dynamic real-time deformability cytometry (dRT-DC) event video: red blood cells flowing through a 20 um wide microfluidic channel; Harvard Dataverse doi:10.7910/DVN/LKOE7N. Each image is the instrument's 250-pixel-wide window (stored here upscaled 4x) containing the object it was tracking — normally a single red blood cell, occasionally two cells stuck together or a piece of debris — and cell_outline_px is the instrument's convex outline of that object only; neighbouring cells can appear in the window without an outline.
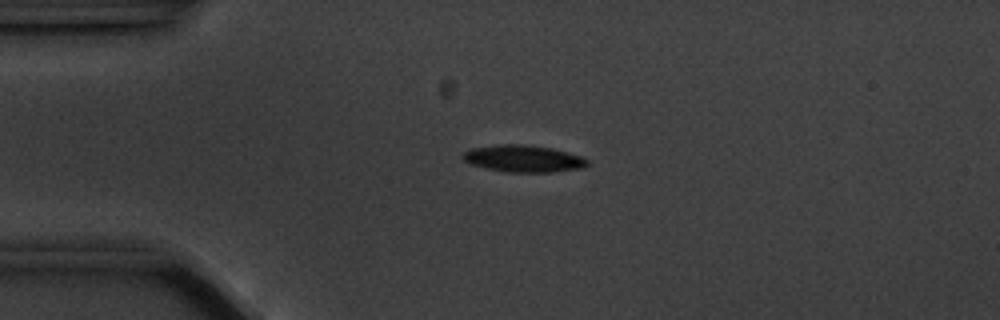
{"species": "common noctule bat (a hibernating species)", "species_latin": "Nyctalus noctula", "temperature_condition": "cold", "stored_images_in_passage": 52, "camera_frame_rate_fps": 3000, "um_per_image_px": 0.085, "animal": {"sex": "male", "body_mass_g": 20.1, "forearm_length_mm": 53.5}, "frame": {"image": 1, "passage_image": 9, "time_ms": 2.667, "image_size_px": [1000, 320], "cell_outline_px": [[588, 164], [584, 168], [548, 172], [508, 172], [488, 168], [472, 164], [464, 160], [460, 156], [464, 152], [472, 148], [500, 144], [524, 144], [552, 148], [568, 152], [580, 156], [588, 160]], "centroid_in_image_um": [44.5, 13.47], "position_along_channel_um": 40.5, "area_um2": 19.42}}
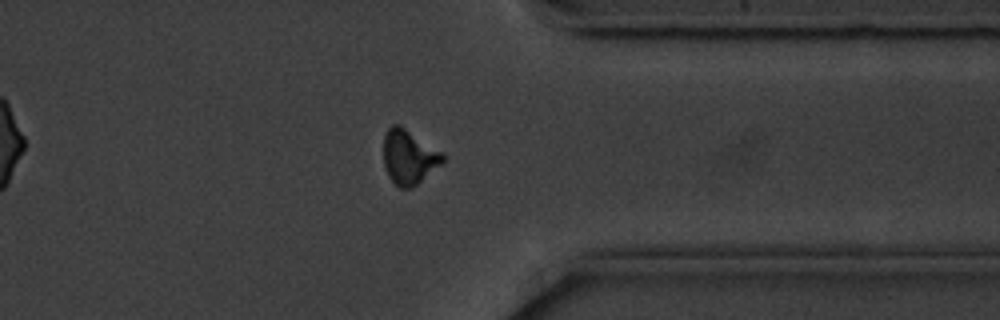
{"frame": {"image": 2, "passage_image": 40, "time_ms": 13.0, "image_size_px": [1000, 320], "cell_outline_px": [[444, 160], [440, 164], [416, 184], [408, 188], [400, 188], [388, 176], [384, 168], [384, 136], [388, 128], [392, 124], [400, 124], [444, 152]], "centroid_in_image_um": [34.75, 13.3], "position_along_channel_um": 376.7, "area_um2": 18.73}}
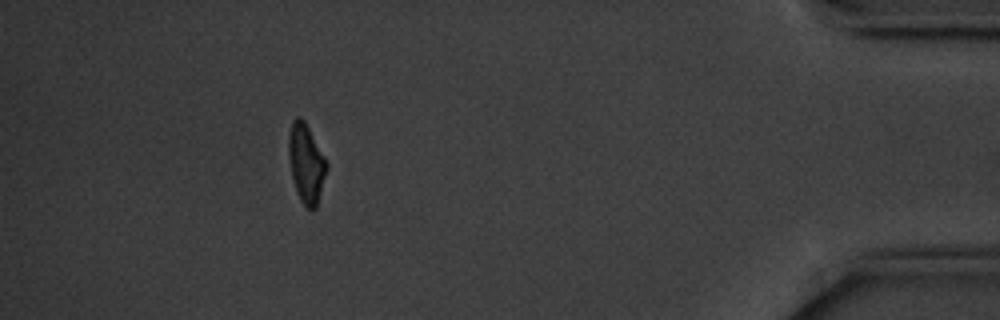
{"frame": {"image": 3, "passage_image": 47, "time_ms": 15.333, "image_size_px": [1000, 320], "cell_outline_px": [[328, 168], [316, 208], [308, 208], [300, 200], [296, 192], [292, 176], [288, 156], [288, 132], [292, 120], [296, 116], [300, 116], [304, 120], [324, 156], [328, 164]], "centroid_in_image_um": [26.01, 13.85], "position_along_channel_um": 409.2, "area_um2": 17.51}, "authors_computed_cell_mechanics": {"area_um2": 18.6405, "velocity_mm_per_s": 3.5365, "shape_relaxation_time_tau1_ms": 2.504, "shape_relaxation_time_tau2_ms": 5.5071, "deformation_change_tau1": 0.1304, "deformation_change_tau2": 0.1013}}